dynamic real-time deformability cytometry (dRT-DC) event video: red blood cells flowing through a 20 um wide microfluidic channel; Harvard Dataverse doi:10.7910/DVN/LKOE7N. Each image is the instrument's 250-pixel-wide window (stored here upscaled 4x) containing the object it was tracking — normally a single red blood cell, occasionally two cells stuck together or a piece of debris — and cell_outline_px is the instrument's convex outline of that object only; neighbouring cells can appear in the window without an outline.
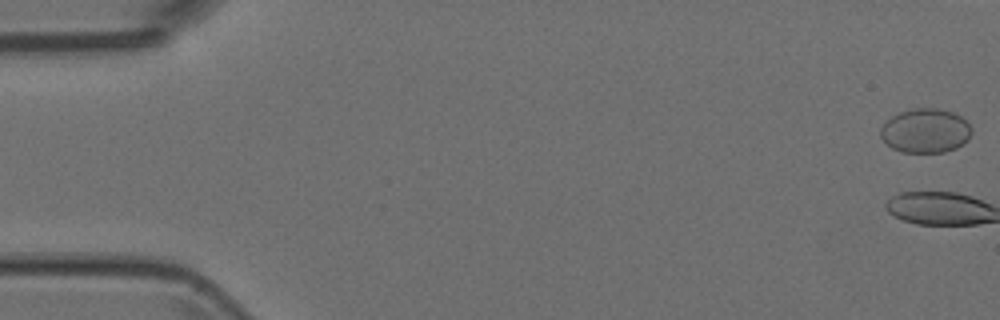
{"species": "Egyptian fruit bat (a non-hibernating species)", "species_latin": "Rousettus aegyptiacus", "temperature_condition": "room temperature", "stored_images_in_passage": 44, "camera_frame_rate_fps": 3000, "um_per_image_px": 0.085, "animal": {"sex": "female"}, "frame": {"image": 1, "passage_image": 1, "time_ms": 0.0, "image_size_px": [1000, 320], "cell_outline_px": [[972, 132], [968, 140], [964, 144], [956, 148], [944, 152], [900, 152], [892, 148], [880, 136], [880, 128], [892, 116], [900, 112], [912, 108], [936, 108], [952, 112], [960, 116], [972, 128]], "centroid_in_image_um": [78.67, 11.12], "position_along_channel_um": 6.3, "area_um2": 23.47}}